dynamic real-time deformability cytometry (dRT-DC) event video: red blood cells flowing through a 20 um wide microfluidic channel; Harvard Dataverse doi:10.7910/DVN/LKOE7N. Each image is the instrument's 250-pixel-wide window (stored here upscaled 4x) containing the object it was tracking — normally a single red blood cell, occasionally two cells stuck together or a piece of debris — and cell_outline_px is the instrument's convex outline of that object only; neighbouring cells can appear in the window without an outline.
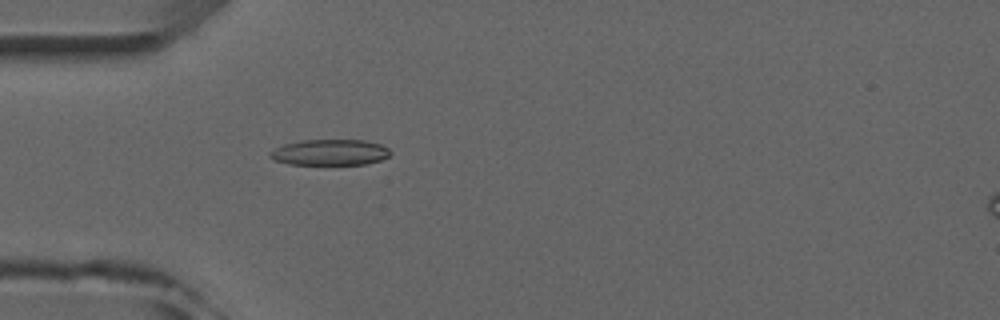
{"species": "common noctule bat (a hibernating species)", "species_latin": "Nyctalus noctula", "temperature_condition": "room temperature", "stored_images_in_passage": 2, "camera_frame_rate_fps": 3000, "um_per_image_px": 0.085, "animal": {"sex": "male", "forearm_length_mm": 52.5}, "frame": {"image": 1, "passage_image": 2, "time_ms": 1.0, "image_size_px": [1000, 320], "cell_outline_px": [[392, 152], [388, 156], [380, 160], [364, 164], [288, 164], [276, 160], [268, 156], [268, 152], [284, 144], [300, 140], [364, 140], [380, 144], [388, 148]], "centroid_in_image_um": [28.03, 12.94], "position_along_channel_um": 57.0, "area_um2": 18.09}}